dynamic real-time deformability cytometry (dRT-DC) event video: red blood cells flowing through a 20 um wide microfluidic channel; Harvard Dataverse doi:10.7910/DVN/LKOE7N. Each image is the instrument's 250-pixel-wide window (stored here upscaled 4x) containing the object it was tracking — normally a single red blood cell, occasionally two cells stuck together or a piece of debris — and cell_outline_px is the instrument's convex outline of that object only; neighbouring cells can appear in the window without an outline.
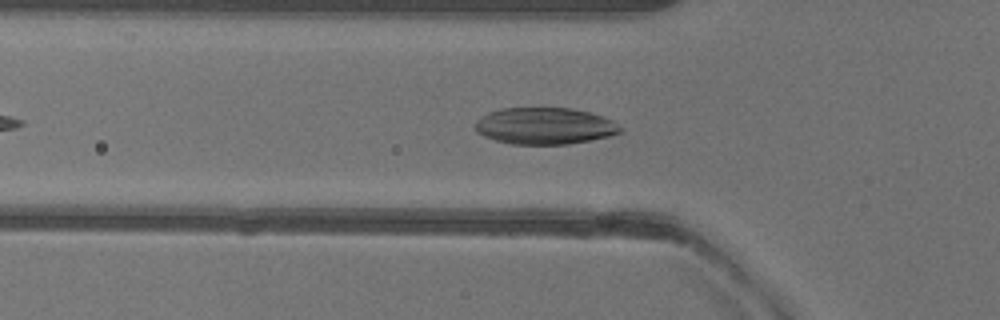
{"species": "common noctule bat (a hibernating species)", "species_latin": "Nyctalus noctula", "temperature_condition": "warm", "stored_images_in_passage": 32, "camera_frame_rate_fps": 3000, "um_per_image_px": 0.085, "animal": {"sex": "female"}, "frame": {"image": 1, "passage_image": 8, "time_ms": 2.333, "image_size_px": [1000, 320], "cell_outline_px": [[620, 132], [608, 136], [568, 144], [508, 144], [484, 136], [476, 132], [472, 128], [476, 120], [480, 116], [488, 112], [500, 108], [572, 108], [588, 112], [612, 120], [620, 128]], "centroid_in_image_um": [46.2, 10.7], "position_along_channel_um": 79.6, "area_um2": 30.98}}
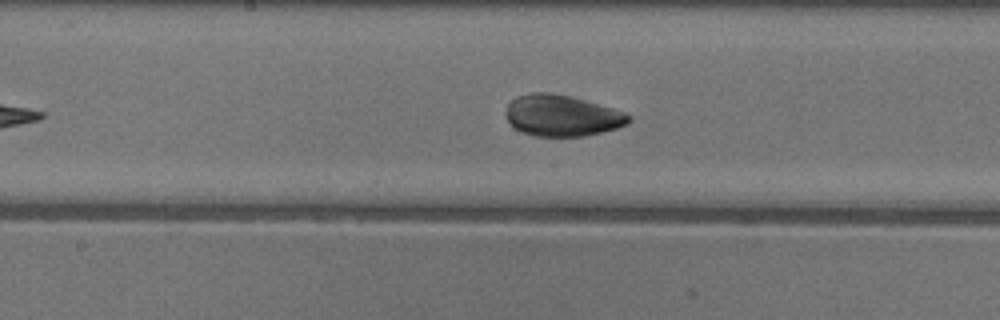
{"frame": {"image": 2, "passage_image": 17, "time_ms": 5.333, "image_size_px": [1000, 320], "cell_outline_px": [[632, 120], [628, 124], [604, 132], [584, 136], [536, 136], [520, 132], [508, 120], [504, 112], [508, 104], [516, 96], [532, 92], [552, 92], [572, 96], [612, 108], [624, 112], [632, 116]], "centroid_in_image_um": [47.77, 9.82], "position_along_channel_um": 200.4, "area_um2": 29.77}}
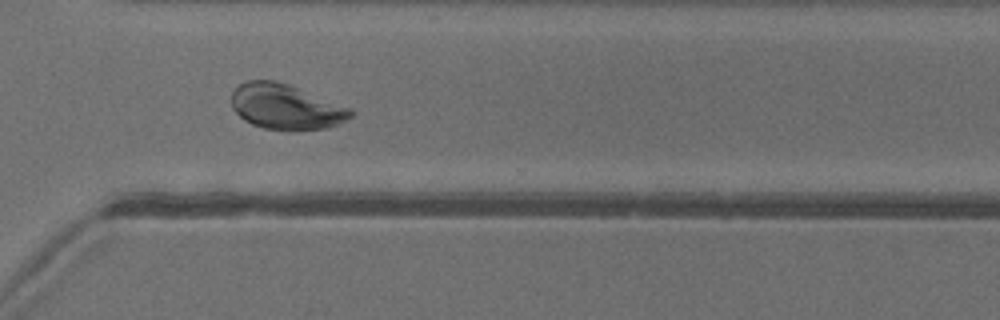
{"frame": {"image": 3, "passage_image": 28, "time_ms": 9.0, "image_size_px": [1000, 320], "cell_outline_px": [[356, 112], [352, 116], [328, 128], [300, 132], [288, 132], [264, 128], [252, 124], [244, 120], [232, 108], [232, 92], [240, 84], [248, 80], [276, 80], [288, 84], [352, 108]], "centroid_in_image_um": [24.32, 9.11], "position_along_channel_um": 346.3, "area_um2": 31.91}}